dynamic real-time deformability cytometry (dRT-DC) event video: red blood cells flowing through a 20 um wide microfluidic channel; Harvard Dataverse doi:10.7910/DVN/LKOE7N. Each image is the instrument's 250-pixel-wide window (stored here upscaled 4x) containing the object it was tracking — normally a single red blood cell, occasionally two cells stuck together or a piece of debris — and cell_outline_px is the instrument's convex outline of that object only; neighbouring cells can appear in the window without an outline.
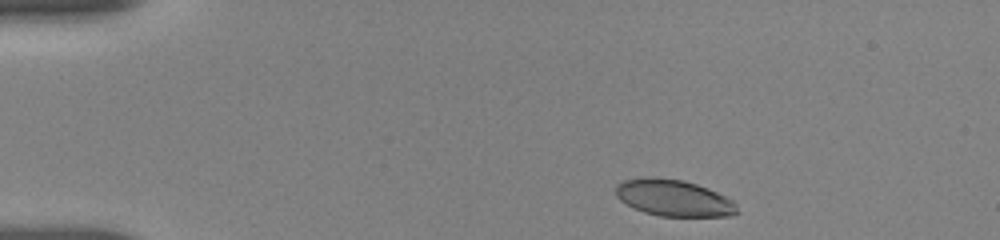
{"species": "human", "species_latin": "Homo sapiens", "temperature_condition": "room temperature", "stored_images_in_passage": 49, "camera_frame_rate_fps": 3000, "um_per_image_px": 0.085, "donor": {"sex": "female"}, "frame": {"image": 1, "passage_image": 3, "time_ms": 0.667, "image_size_px": [1000, 240], "cell_outline_px": [[740, 212], [732, 216], [660, 216], [644, 212], [620, 200], [616, 196], [616, 184], [624, 180], [644, 176], [656, 176], [684, 180], [708, 188], [732, 200], [736, 204]], "centroid_in_image_um": [57.27, 16.81], "position_along_channel_um": 27.7, "area_um2": 26.01}}
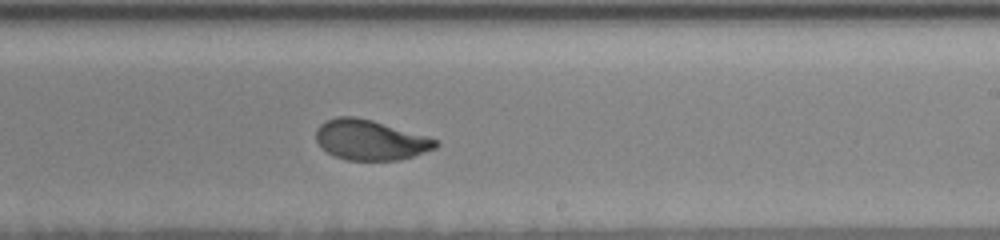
{"frame": {"image": 2, "passage_image": 28, "time_ms": 9.0, "image_size_px": [1000, 240], "cell_outline_px": [[440, 144], [436, 148], [400, 160], [348, 160], [336, 156], [328, 152], [316, 140], [316, 128], [320, 124], [336, 116], [356, 116], [372, 120], [428, 136], [436, 140]], "centroid_in_image_um": [31.49, 11.88], "position_along_channel_um": 257.5, "area_um2": 27.86}}
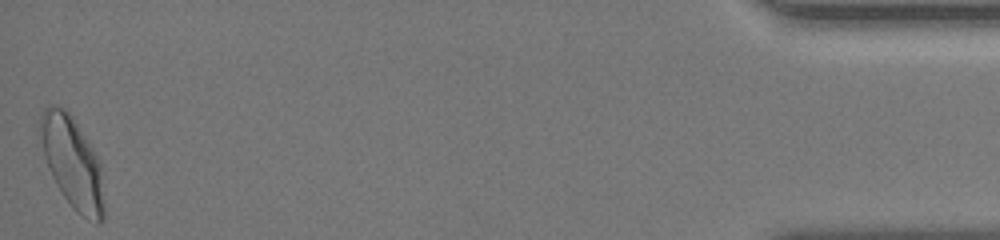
{"frame": {"image": 3, "passage_image": 49, "time_ms": 16.0, "image_size_px": [1000, 240], "cell_outline_px": [[104, 216], [96, 224], [80, 216], [72, 208], [56, 184], [48, 168], [44, 156], [40, 132], [40, 116], [44, 108], [48, 104], [56, 104], [64, 108], [72, 116], [100, 160], [104, 208]], "centroid_in_image_um": [6.15, 13.82], "position_along_channel_um": 429.1, "area_um2": 33.93}, "authors_computed_cell_mechanics": {"area_um2": 28.4376, "velocity_mm_per_s": 3.6363, "shape_relaxation_time_tau1_ms": 3.4853, "shape_relaxation_time_tau2_ms": null, "deformation_change_tau1": 0.1398, "deformation_change_tau2": null}}